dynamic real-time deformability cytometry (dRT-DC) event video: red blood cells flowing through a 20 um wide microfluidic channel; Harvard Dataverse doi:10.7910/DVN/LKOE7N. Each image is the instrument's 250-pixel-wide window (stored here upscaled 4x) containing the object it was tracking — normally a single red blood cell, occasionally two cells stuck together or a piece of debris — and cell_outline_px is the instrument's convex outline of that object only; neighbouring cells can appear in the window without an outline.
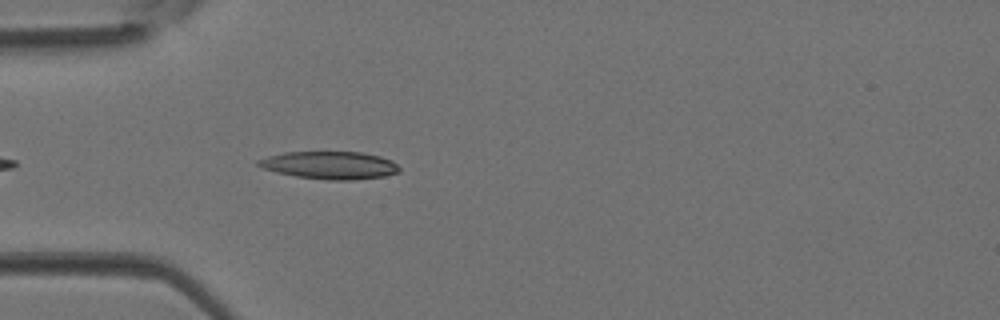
{"species": "Egyptian fruit bat (a non-hibernating species)", "species_latin": "Rousettus aegyptiacus", "temperature_condition": "room temperature", "stored_images_in_passage": 5, "camera_frame_rate_fps": 3000, "um_per_image_px": 0.085, "animal": {"sex": "female"}, "frame": {"image": 1, "passage_image": 5, "time_ms": 1.333, "image_size_px": [1000, 320], "cell_outline_px": [[400, 172], [384, 176], [352, 180], [328, 180], [296, 176], [276, 172], [264, 168], [256, 164], [256, 160], [268, 156], [284, 152], [360, 152], [380, 156], [392, 160], [400, 168]], "centroid_in_image_um": [28.04, 14.04], "position_along_channel_um": 57.0, "area_um2": 22.72}}